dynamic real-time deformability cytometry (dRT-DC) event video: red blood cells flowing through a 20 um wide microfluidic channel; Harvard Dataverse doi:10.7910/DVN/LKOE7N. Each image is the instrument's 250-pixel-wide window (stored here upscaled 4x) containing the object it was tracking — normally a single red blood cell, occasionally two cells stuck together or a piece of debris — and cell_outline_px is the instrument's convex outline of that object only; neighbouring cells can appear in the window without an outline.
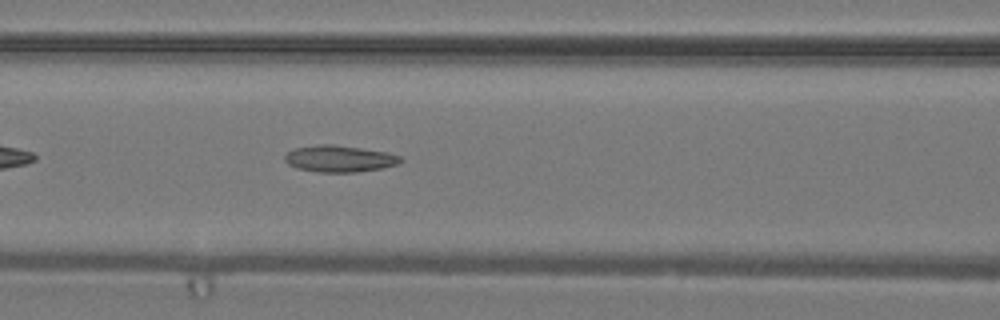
{"species": "common noctule bat (a hibernating species)", "species_latin": "Nyctalus noctula", "temperature_condition": "warm", "stored_images_in_passage": 37, "camera_frame_rate_fps": 3000, "um_per_image_px": 0.085, "animal": {"sex": "male", "body_mass_g": 19.2, "forearm_length_mm": 51.8}, "frame": {"image": 1, "passage_image": 17, "time_ms": 5.333, "image_size_px": [1000, 320], "cell_outline_px": [[404, 160], [400, 164], [380, 168], [356, 172], [320, 172], [296, 168], [288, 164], [284, 160], [284, 156], [288, 152], [296, 148], [320, 144], [332, 144], [388, 152], [400, 156]], "centroid_in_image_um": [28.87, 13.49], "position_along_channel_um": 137.7, "area_um2": 17.92}}
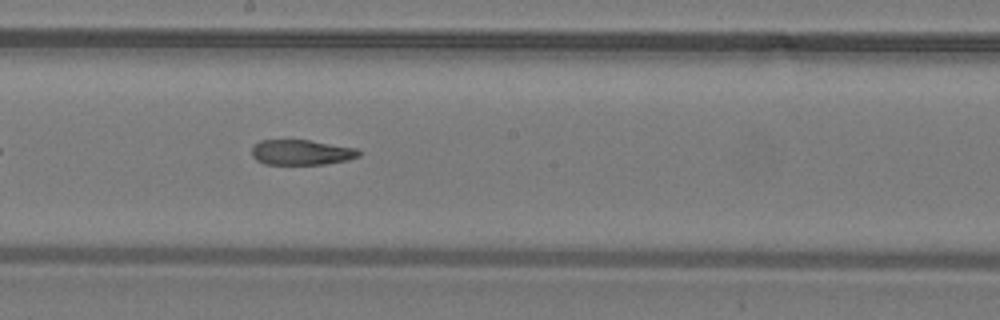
{"frame": {"image": 2, "passage_image": 22, "time_ms": 7.0, "image_size_px": [1000, 320], "cell_outline_px": [[360, 156], [348, 160], [324, 164], [264, 164], [256, 160], [252, 156], [252, 148], [260, 140], [308, 140], [356, 148], [360, 152]], "centroid_in_image_um": [25.61, 12.95], "position_along_channel_um": 222.6, "area_um2": 15.66}}
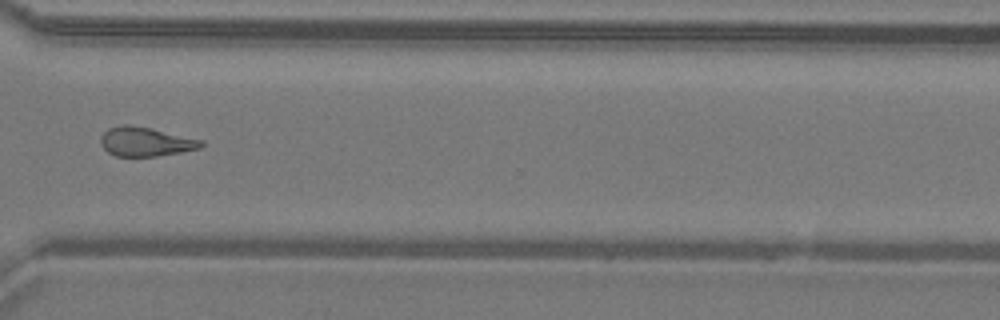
{"frame": {"image": 3, "passage_image": 30, "time_ms": 9.667, "image_size_px": [1000, 320], "cell_outline_px": [[204, 144], [200, 148], [180, 152], [156, 156], [116, 156], [108, 152], [100, 144], [100, 136], [108, 128], [124, 124], [128, 124], [152, 128], [204, 140]], "centroid_in_image_um": [12.37, 12.03], "position_along_channel_um": 358.2, "area_um2": 17.17}}